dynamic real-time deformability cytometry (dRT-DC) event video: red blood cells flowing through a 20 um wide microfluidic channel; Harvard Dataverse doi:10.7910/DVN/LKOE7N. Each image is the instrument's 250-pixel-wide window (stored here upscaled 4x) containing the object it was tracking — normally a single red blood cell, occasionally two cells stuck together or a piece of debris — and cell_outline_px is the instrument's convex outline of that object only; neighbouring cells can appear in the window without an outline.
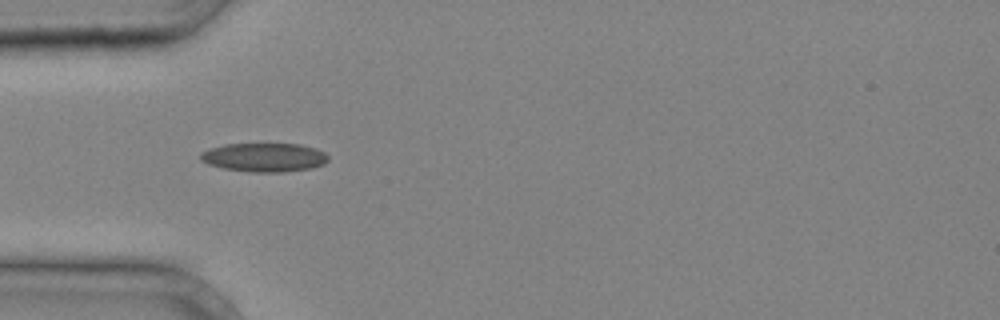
{"species": "common noctule bat (a hibernating species)", "species_latin": "Nyctalus noctula", "temperature_condition": "cold", "stored_images_in_passage": 27, "camera_frame_rate_fps": 3000, "um_per_image_px": 0.085, "animal": {"sex": "male", "body_mass_g": 20.4}, "frame": {"image": 1, "passage_image": 1, "time_ms": 0.0, "image_size_px": [1000, 320], "cell_outline_px": [[328, 160], [324, 164], [312, 168], [284, 172], [248, 172], [224, 168], [208, 164], [200, 160], [200, 152], [208, 148], [224, 144], [300, 144], [316, 148], [324, 152], [328, 156]], "centroid_in_image_um": [22.45, 13.37], "position_along_channel_um": 62.6, "area_um2": 21.62}}
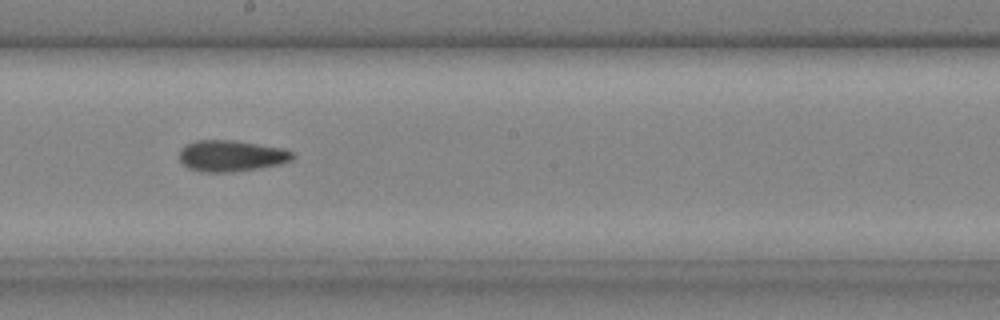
{"frame": {"image": 2, "passage_image": 11, "time_ms": 3.333, "image_size_px": [1000, 320], "cell_outline_px": [[296, 156], [292, 160], [280, 164], [232, 172], [200, 172], [188, 168], [180, 160], [180, 148], [184, 144], [196, 140], [232, 140], [284, 148], [292, 152]], "centroid_in_image_um": [19.64, 13.24], "position_along_channel_um": 228.6, "area_um2": 20.69}}
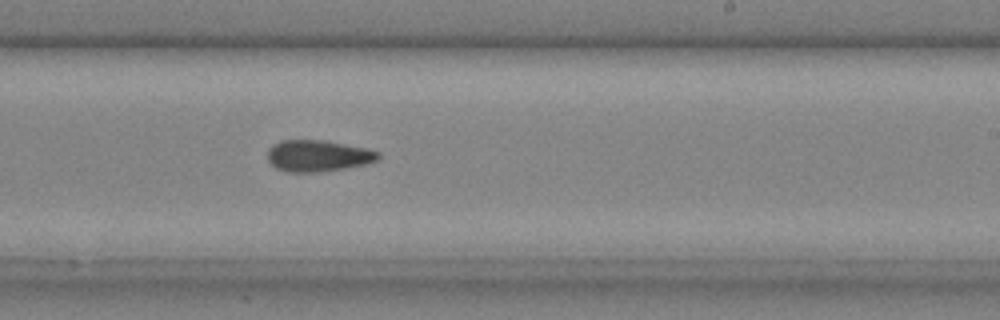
{"frame": {"image": 3, "passage_image": 13, "time_ms": 4.0, "image_size_px": [1000, 320], "cell_outline_px": [[380, 160], [368, 164], [320, 172], [288, 172], [276, 168], [268, 160], [268, 148], [272, 144], [284, 140], [324, 140], [368, 148], [380, 152]], "centroid_in_image_um": [27.07, 13.24], "position_along_channel_um": 261.9, "area_um2": 20.52}}